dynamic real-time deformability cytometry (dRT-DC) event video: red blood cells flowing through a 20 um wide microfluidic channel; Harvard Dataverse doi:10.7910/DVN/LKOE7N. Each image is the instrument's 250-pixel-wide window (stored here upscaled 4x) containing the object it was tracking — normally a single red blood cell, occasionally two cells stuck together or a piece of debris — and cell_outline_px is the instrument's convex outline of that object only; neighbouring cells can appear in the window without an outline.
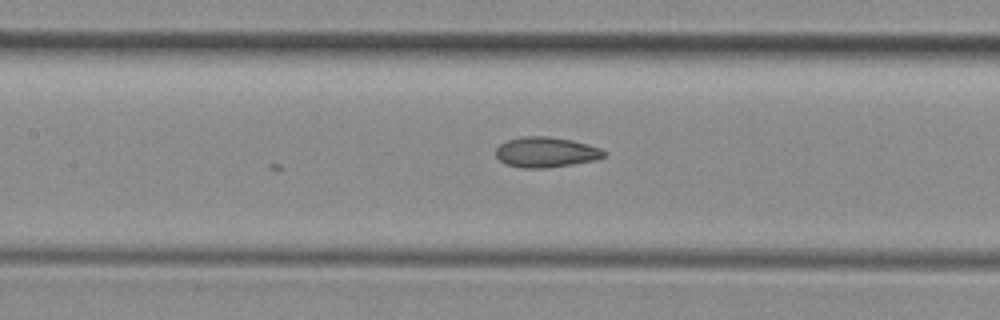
{"species": "common noctule bat (a hibernating species)", "species_latin": "Nyctalus noctula", "temperature_condition": "room temperature", "stored_images_in_passage": 22, "camera_frame_rate_fps": 3000, "um_per_image_px": 0.085, "animal": {"sex": "female", "body_mass_g": 29.2, "forearm_length_mm": 56.3}, "frame": {"image": 1, "passage_image": 22, "time_ms": 7.0, "image_size_px": [1000, 320], "cell_outline_px": [[608, 152], [604, 156], [596, 160], [572, 164], [544, 168], [520, 168], [504, 164], [496, 156], [496, 148], [500, 144], [508, 140], [520, 136], [548, 136], [572, 140], [588, 144], [600, 148]], "centroid_in_image_um": [46.4, 12.93], "position_along_channel_um": 161.0, "area_um2": 19.25}}